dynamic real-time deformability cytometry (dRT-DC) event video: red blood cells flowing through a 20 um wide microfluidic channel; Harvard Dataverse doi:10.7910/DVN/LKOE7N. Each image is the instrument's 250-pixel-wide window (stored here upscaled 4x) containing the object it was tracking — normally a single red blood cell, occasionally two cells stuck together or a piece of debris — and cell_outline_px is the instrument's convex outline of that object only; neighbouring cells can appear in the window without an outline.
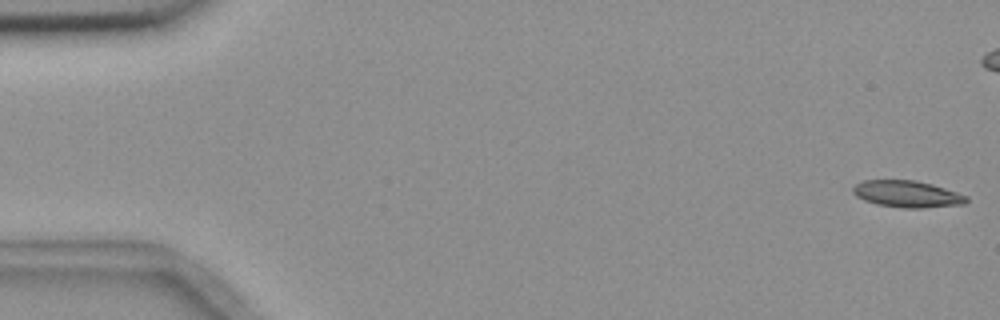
{"species": "common noctule bat (a hibernating species)", "species_latin": "Nyctalus noctula", "temperature_condition": "room temperature", "stored_images_in_passage": 7, "camera_frame_rate_fps": 3000, "um_per_image_px": 0.085, "animal": {"sex": "female", "body_mass_g": 18.4}, "frame": {"image": 1, "passage_image": 1, "time_ms": 0.0, "image_size_px": [1000, 320], "cell_outline_px": [[968, 200], [964, 204], [924, 208], [904, 208], [876, 204], [864, 200], [856, 196], [852, 192], [852, 188], [856, 184], [864, 180], [916, 180], [932, 184], [968, 196]], "centroid_in_image_um": [77.1, 16.49], "position_along_channel_um": 7.9, "area_um2": 17.69}}